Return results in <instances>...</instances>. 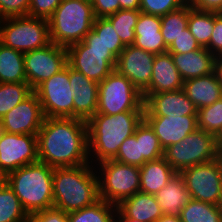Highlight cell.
<instances>
[{"instance_id":"cell-1","label":"cell","mask_w":222,"mask_h":222,"mask_svg":"<svg viewBox=\"0 0 222 222\" xmlns=\"http://www.w3.org/2000/svg\"><path fill=\"white\" fill-rule=\"evenodd\" d=\"M38 159L52 168L88 164L87 121L45 117L37 133Z\"/></svg>"},{"instance_id":"cell-2","label":"cell","mask_w":222,"mask_h":222,"mask_svg":"<svg viewBox=\"0 0 222 222\" xmlns=\"http://www.w3.org/2000/svg\"><path fill=\"white\" fill-rule=\"evenodd\" d=\"M88 164L54 168L53 207L70 213L100 200L98 177Z\"/></svg>"},{"instance_id":"cell-3","label":"cell","mask_w":222,"mask_h":222,"mask_svg":"<svg viewBox=\"0 0 222 222\" xmlns=\"http://www.w3.org/2000/svg\"><path fill=\"white\" fill-rule=\"evenodd\" d=\"M143 119L144 112L93 115L87 121L89 156L91 151L95 152L98 163L113 159L122 142L134 134Z\"/></svg>"},{"instance_id":"cell-4","label":"cell","mask_w":222,"mask_h":222,"mask_svg":"<svg viewBox=\"0 0 222 222\" xmlns=\"http://www.w3.org/2000/svg\"><path fill=\"white\" fill-rule=\"evenodd\" d=\"M53 172L54 168L38 161L8 173V185L30 217L53 208Z\"/></svg>"},{"instance_id":"cell-5","label":"cell","mask_w":222,"mask_h":222,"mask_svg":"<svg viewBox=\"0 0 222 222\" xmlns=\"http://www.w3.org/2000/svg\"><path fill=\"white\" fill-rule=\"evenodd\" d=\"M94 20L90 0H61L48 18L50 40L66 48L81 42L92 30Z\"/></svg>"},{"instance_id":"cell-6","label":"cell","mask_w":222,"mask_h":222,"mask_svg":"<svg viewBox=\"0 0 222 222\" xmlns=\"http://www.w3.org/2000/svg\"><path fill=\"white\" fill-rule=\"evenodd\" d=\"M66 49L68 65L98 84L116 67L117 57L107 49L93 30L81 42Z\"/></svg>"},{"instance_id":"cell-7","label":"cell","mask_w":222,"mask_h":222,"mask_svg":"<svg viewBox=\"0 0 222 222\" xmlns=\"http://www.w3.org/2000/svg\"><path fill=\"white\" fill-rule=\"evenodd\" d=\"M0 25V43L22 53L51 43L48 19L32 16L6 17Z\"/></svg>"},{"instance_id":"cell-8","label":"cell","mask_w":222,"mask_h":222,"mask_svg":"<svg viewBox=\"0 0 222 222\" xmlns=\"http://www.w3.org/2000/svg\"><path fill=\"white\" fill-rule=\"evenodd\" d=\"M123 112H144V99L133 83L114 69L99 83L96 114Z\"/></svg>"},{"instance_id":"cell-9","label":"cell","mask_w":222,"mask_h":222,"mask_svg":"<svg viewBox=\"0 0 222 222\" xmlns=\"http://www.w3.org/2000/svg\"><path fill=\"white\" fill-rule=\"evenodd\" d=\"M163 157L177 173L210 162L219 157L215 135L197 128L178 143L164 149Z\"/></svg>"},{"instance_id":"cell-10","label":"cell","mask_w":222,"mask_h":222,"mask_svg":"<svg viewBox=\"0 0 222 222\" xmlns=\"http://www.w3.org/2000/svg\"><path fill=\"white\" fill-rule=\"evenodd\" d=\"M99 182L100 199L118 205L123 199L140 191V168L123 164L113 159L100 162Z\"/></svg>"},{"instance_id":"cell-11","label":"cell","mask_w":222,"mask_h":222,"mask_svg":"<svg viewBox=\"0 0 222 222\" xmlns=\"http://www.w3.org/2000/svg\"><path fill=\"white\" fill-rule=\"evenodd\" d=\"M190 198L220 205L222 199V158L191 166L179 173Z\"/></svg>"},{"instance_id":"cell-12","label":"cell","mask_w":222,"mask_h":222,"mask_svg":"<svg viewBox=\"0 0 222 222\" xmlns=\"http://www.w3.org/2000/svg\"><path fill=\"white\" fill-rule=\"evenodd\" d=\"M34 92L44 117L74 118V94L70 87L69 65L41 83Z\"/></svg>"},{"instance_id":"cell-13","label":"cell","mask_w":222,"mask_h":222,"mask_svg":"<svg viewBox=\"0 0 222 222\" xmlns=\"http://www.w3.org/2000/svg\"><path fill=\"white\" fill-rule=\"evenodd\" d=\"M67 49L55 43L24 53L27 83L34 91L67 65Z\"/></svg>"},{"instance_id":"cell-14","label":"cell","mask_w":222,"mask_h":222,"mask_svg":"<svg viewBox=\"0 0 222 222\" xmlns=\"http://www.w3.org/2000/svg\"><path fill=\"white\" fill-rule=\"evenodd\" d=\"M37 135L5 132L0 139V167L7 173L38 162Z\"/></svg>"},{"instance_id":"cell-15","label":"cell","mask_w":222,"mask_h":222,"mask_svg":"<svg viewBox=\"0 0 222 222\" xmlns=\"http://www.w3.org/2000/svg\"><path fill=\"white\" fill-rule=\"evenodd\" d=\"M155 54L134 45L125 46L117 57L115 70L129 79L143 94L149 87Z\"/></svg>"},{"instance_id":"cell-16","label":"cell","mask_w":222,"mask_h":222,"mask_svg":"<svg viewBox=\"0 0 222 222\" xmlns=\"http://www.w3.org/2000/svg\"><path fill=\"white\" fill-rule=\"evenodd\" d=\"M44 114L37 94L33 91L1 119L7 133L37 135Z\"/></svg>"},{"instance_id":"cell-17","label":"cell","mask_w":222,"mask_h":222,"mask_svg":"<svg viewBox=\"0 0 222 222\" xmlns=\"http://www.w3.org/2000/svg\"><path fill=\"white\" fill-rule=\"evenodd\" d=\"M144 116H197V109L180 89L150 94L144 100Z\"/></svg>"},{"instance_id":"cell-18","label":"cell","mask_w":222,"mask_h":222,"mask_svg":"<svg viewBox=\"0 0 222 222\" xmlns=\"http://www.w3.org/2000/svg\"><path fill=\"white\" fill-rule=\"evenodd\" d=\"M144 120L153 129L163 150L198 128L197 116H144Z\"/></svg>"},{"instance_id":"cell-19","label":"cell","mask_w":222,"mask_h":222,"mask_svg":"<svg viewBox=\"0 0 222 222\" xmlns=\"http://www.w3.org/2000/svg\"><path fill=\"white\" fill-rule=\"evenodd\" d=\"M69 81L74 94V118L88 121L97 111L99 84L70 66Z\"/></svg>"},{"instance_id":"cell-20","label":"cell","mask_w":222,"mask_h":222,"mask_svg":"<svg viewBox=\"0 0 222 222\" xmlns=\"http://www.w3.org/2000/svg\"><path fill=\"white\" fill-rule=\"evenodd\" d=\"M184 80L176 68L171 53L155 55L153 72L148 89L142 94L145 100L150 94L183 89Z\"/></svg>"},{"instance_id":"cell-21","label":"cell","mask_w":222,"mask_h":222,"mask_svg":"<svg viewBox=\"0 0 222 222\" xmlns=\"http://www.w3.org/2000/svg\"><path fill=\"white\" fill-rule=\"evenodd\" d=\"M117 213L122 218L136 219L139 222H155L163 215L155 195L140 191L123 199L117 205Z\"/></svg>"},{"instance_id":"cell-22","label":"cell","mask_w":222,"mask_h":222,"mask_svg":"<svg viewBox=\"0 0 222 222\" xmlns=\"http://www.w3.org/2000/svg\"><path fill=\"white\" fill-rule=\"evenodd\" d=\"M161 16L140 12L135 26L134 46L155 55L167 52L163 36L160 32Z\"/></svg>"},{"instance_id":"cell-23","label":"cell","mask_w":222,"mask_h":222,"mask_svg":"<svg viewBox=\"0 0 222 222\" xmlns=\"http://www.w3.org/2000/svg\"><path fill=\"white\" fill-rule=\"evenodd\" d=\"M171 56L184 81L215 72L216 56L205 47L184 54H171Z\"/></svg>"},{"instance_id":"cell-24","label":"cell","mask_w":222,"mask_h":222,"mask_svg":"<svg viewBox=\"0 0 222 222\" xmlns=\"http://www.w3.org/2000/svg\"><path fill=\"white\" fill-rule=\"evenodd\" d=\"M183 91L197 110L212 105L222 98V84L219 82L216 72L185 80Z\"/></svg>"},{"instance_id":"cell-25","label":"cell","mask_w":222,"mask_h":222,"mask_svg":"<svg viewBox=\"0 0 222 222\" xmlns=\"http://www.w3.org/2000/svg\"><path fill=\"white\" fill-rule=\"evenodd\" d=\"M157 203L164 215L179 216L182 208L189 202L190 194L182 176L177 173L165 187L156 194Z\"/></svg>"},{"instance_id":"cell-26","label":"cell","mask_w":222,"mask_h":222,"mask_svg":"<svg viewBox=\"0 0 222 222\" xmlns=\"http://www.w3.org/2000/svg\"><path fill=\"white\" fill-rule=\"evenodd\" d=\"M140 168V192L155 195L177 172L164 157L145 162Z\"/></svg>"},{"instance_id":"cell-27","label":"cell","mask_w":222,"mask_h":222,"mask_svg":"<svg viewBox=\"0 0 222 222\" xmlns=\"http://www.w3.org/2000/svg\"><path fill=\"white\" fill-rule=\"evenodd\" d=\"M27 82L24 53L0 43V83Z\"/></svg>"},{"instance_id":"cell-28","label":"cell","mask_w":222,"mask_h":222,"mask_svg":"<svg viewBox=\"0 0 222 222\" xmlns=\"http://www.w3.org/2000/svg\"><path fill=\"white\" fill-rule=\"evenodd\" d=\"M181 222H222L219 205L190 199L179 215Z\"/></svg>"},{"instance_id":"cell-29","label":"cell","mask_w":222,"mask_h":222,"mask_svg":"<svg viewBox=\"0 0 222 222\" xmlns=\"http://www.w3.org/2000/svg\"><path fill=\"white\" fill-rule=\"evenodd\" d=\"M115 212L117 205L100 199L90 206L68 213V220L69 222H114Z\"/></svg>"},{"instance_id":"cell-30","label":"cell","mask_w":222,"mask_h":222,"mask_svg":"<svg viewBox=\"0 0 222 222\" xmlns=\"http://www.w3.org/2000/svg\"><path fill=\"white\" fill-rule=\"evenodd\" d=\"M215 25V13L201 12L189 6L188 28L201 47H207Z\"/></svg>"},{"instance_id":"cell-31","label":"cell","mask_w":222,"mask_h":222,"mask_svg":"<svg viewBox=\"0 0 222 222\" xmlns=\"http://www.w3.org/2000/svg\"><path fill=\"white\" fill-rule=\"evenodd\" d=\"M189 6L171 11L161 16L160 32L163 36L165 45L169 47L175 39L188 27Z\"/></svg>"},{"instance_id":"cell-32","label":"cell","mask_w":222,"mask_h":222,"mask_svg":"<svg viewBox=\"0 0 222 222\" xmlns=\"http://www.w3.org/2000/svg\"><path fill=\"white\" fill-rule=\"evenodd\" d=\"M140 10L120 9L113 15L106 17L112 24L122 43L133 45L135 42V26Z\"/></svg>"},{"instance_id":"cell-33","label":"cell","mask_w":222,"mask_h":222,"mask_svg":"<svg viewBox=\"0 0 222 222\" xmlns=\"http://www.w3.org/2000/svg\"><path fill=\"white\" fill-rule=\"evenodd\" d=\"M0 222H30V216L9 185L0 189Z\"/></svg>"},{"instance_id":"cell-34","label":"cell","mask_w":222,"mask_h":222,"mask_svg":"<svg viewBox=\"0 0 222 222\" xmlns=\"http://www.w3.org/2000/svg\"><path fill=\"white\" fill-rule=\"evenodd\" d=\"M32 92L27 82L0 83V119Z\"/></svg>"},{"instance_id":"cell-35","label":"cell","mask_w":222,"mask_h":222,"mask_svg":"<svg viewBox=\"0 0 222 222\" xmlns=\"http://www.w3.org/2000/svg\"><path fill=\"white\" fill-rule=\"evenodd\" d=\"M113 160L138 167L143 165V155L140 148V124L134 134L122 142Z\"/></svg>"},{"instance_id":"cell-36","label":"cell","mask_w":222,"mask_h":222,"mask_svg":"<svg viewBox=\"0 0 222 222\" xmlns=\"http://www.w3.org/2000/svg\"><path fill=\"white\" fill-rule=\"evenodd\" d=\"M197 127L216 135L222 127V98L197 110Z\"/></svg>"},{"instance_id":"cell-37","label":"cell","mask_w":222,"mask_h":222,"mask_svg":"<svg viewBox=\"0 0 222 222\" xmlns=\"http://www.w3.org/2000/svg\"><path fill=\"white\" fill-rule=\"evenodd\" d=\"M140 148L143 155V164L159 159L164 155L158 137L144 119L140 123Z\"/></svg>"},{"instance_id":"cell-38","label":"cell","mask_w":222,"mask_h":222,"mask_svg":"<svg viewBox=\"0 0 222 222\" xmlns=\"http://www.w3.org/2000/svg\"><path fill=\"white\" fill-rule=\"evenodd\" d=\"M92 30L102 40L107 49L116 57L124 50L125 45L107 18H95Z\"/></svg>"},{"instance_id":"cell-39","label":"cell","mask_w":222,"mask_h":222,"mask_svg":"<svg viewBox=\"0 0 222 222\" xmlns=\"http://www.w3.org/2000/svg\"><path fill=\"white\" fill-rule=\"evenodd\" d=\"M184 6L181 0H141L140 12L163 16Z\"/></svg>"},{"instance_id":"cell-40","label":"cell","mask_w":222,"mask_h":222,"mask_svg":"<svg viewBox=\"0 0 222 222\" xmlns=\"http://www.w3.org/2000/svg\"><path fill=\"white\" fill-rule=\"evenodd\" d=\"M200 48L202 47L198 44L197 40L193 37L187 27L167 48V51L171 54H184Z\"/></svg>"},{"instance_id":"cell-41","label":"cell","mask_w":222,"mask_h":222,"mask_svg":"<svg viewBox=\"0 0 222 222\" xmlns=\"http://www.w3.org/2000/svg\"><path fill=\"white\" fill-rule=\"evenodd\" d=\"M30 0H0V13L4 18L27 16Z\"/></svg>"},{"instance_id":"cell-42","label":"cell","mask_w":222,"mask_h":222,"mask_svg":"<svg viewBox=\"0 0 222 222\" xmlns=\"http://www.w3.org/2000/svg\"><path fill=\"white\" fill-rule=\"evenodd\" d=\"M60 3L61 0H30L28 15L48 19Z\"/></svg>"},{"instance_id":"cell-43","label":"cell","mask_w":222,"mask_h":222,"mask_svg":"<svg viewBox=\"0 0 222 222\" xmlns=\"http://www.w3.org/2000/svg\"><path fill=\"white\" fill-rule=\"evenodd\" d=\"M95 18H106L120 10L119 0H90Z\"/></svg>"},{"instance_id":"cell-44","label":"cell","mask_w":222,"mask_h":222,"mask_svg":"<svg viewBox=\"0 0 222 222\" xmlns=\"http://www.w3.org/2000/svg\"><path fill=\"white\" fill-rule=\"evenodd\" d=\"M31 222H69L68 213L56 208L45 209L34 213Z\"/></svg>"},{"instance_id":"cell-45","label":"cell","mask_w":222,"mask_h":222,"mask_svg":"<svg viewBox=\"0 0 222 222\" xmlns=\"http://www.w3.org/2000/svg\"><path fill=\"white\" fill-rule=\"evenodd\" d=\"M206 49L216 57L222 54V13H215V25Z\"/></svg>"},{"instance_id":"cell-46","label":"cell","mask_w":222,"mask_h":222,"mask_svg":"<svg viewBox=\"0 0 222 222\" xmlns=\"http://www.w3.org/2000/svg\"><path fill=\"white\" fill-rule=\"evenodd\" d=\"M201 12L222 13V0H197L192 6Z\"/></svg>"},{"instance_id":"cell-47","label":"cell","mask_w":222,"mask_h":222,"mask_svg":"<svg viewBox=\"0 0 222 222\" xmlns=\"http://www.w3.org/2000/svg\"><path fill=\"white\" fill-rule=\"evenodd\" d=\"M120 9L139 10L141 0H119Z\"/></svg>"},{"instance_id":"cell-48","label":"cell","mask_w":222,"mask_h":222,"mask_svg":"<svg viewBox=\"0 0 222 222\" xmlns=\"http://www.w3.org/2000/svg\"><path fill=\"white\" fill-rule=\"evenodd\" d=\"M215 145L219 156H222V127L215 135Z\"/></svg>"},{"instance_id":"cell-49","label":"cell","mask_w":222,"mask_h":222,"mask_svg":"<svg viewBox=\"0 0 222 222\" xmlns=\"http://www.w3.org/2000/svg\"><path fill=\"white\" fill-rule=\"evenodd\" d=\"M155 222H181L179 216H172V215H162L158 218Z\"/></svg>"},{"instance_id":"cell-50","label":"cell","mask_w":222,"mask_h":222,"mask_svg":"<svg viewBox=\"0 0 222 222\" xmlns=\"http://www.w3.org/2000/svg\"><path fill=\"white\" fill-rule=\"evenodd\" d=\"M8 185V173L0 167V189Z\"/></svg>"},{"instance_id":"cell-51","label":"cell","mask_w":222,"mask_h":222,"mask_svg":"<svg viewBox=\"0 0 222 222\" xmlns=\"http://www.w3.org/2000/svg\"><path fill=\"white\" fill-rule=\"evenodd\" d=\"M215 72L218 76L219 82L222 84V62H215Z\"/></svg>"},{"instance_id":"cell-52","label":"cell","mask_w":222,"mask_h":222,"mask_svg":"<svg viewBox=\"0 0 222 222\" xmlns=\"http://www.w3.org/2000/svg\"><path fill=\"white\" fill-rule=\"evenodd\" d=\"M115 216H117L116 218L118 219H114V222H139L136 219L122 218L117 212Z\"/></svg>"},{"instance_id":"cell-53","label":"cell","mask_w":222,"mask_h":222,"mask_svg":"<svg viewBox=\"0 0 222 222\" xmlns=\"http://www.w3.org/2000/svg\"><path fill=\"white\" fill-rule=\"evenodd\" d=\"M184 5L193 6L197 0H181Z\"/></svg>"},{"instance_id":"cell-54","label":"cell","mask_w":222,"mask_h":222,"mask_svg":"<svg viewBox=\"0 0 222 222\" xmlns=\"http://www.w3.org/2000/svg\"><path fill=\"white\" fill-rule=\"evenodd\" d=\"M5 132L6 131H5L4 127H3V123H2V121L0 119V139L5 134Z\"/></svg>"},{"instance_id":"cell-55","label":"cell","mask_w":222,"mask_h":222,"mask_svg":"<svg viewBox=\"0 0 222 222\" xmlns=\"http://www.w3.org/2000/svg\"><path fill=\"white\" fill-rule=\"evenodd\" d=\"M215 62H222V54L220 56L216 57V61Z\"/></svg>"},{"instance_id":"cell-56","label":"cell","mask_w":222,"mask_h":222,"mask_svg":"<svg viewBox=\"0 0 222 222\" xmlns=\"http://www.w3.org/2000/svg\"><path fill=\"white\" fill-rule=\"evenodd\" d=\"M5 18L2 16V14L0 13V25H1V23L3 22V20H4Z\"/></svg>"},{"instance_id":"cell-57","label":"cell","mask_w":222,"mask_h":222,"mask_svg":"<svg viewBox=\"0 0 222 222\" xmlns=\"http://www.w3.org/2000/svg\"><path fill=\"white\" fill-rule=\"evenodd\" d=\"M220 207H221V209H222V199H221V202H220V205H219Z\"/></svg>"}]
</instances>
